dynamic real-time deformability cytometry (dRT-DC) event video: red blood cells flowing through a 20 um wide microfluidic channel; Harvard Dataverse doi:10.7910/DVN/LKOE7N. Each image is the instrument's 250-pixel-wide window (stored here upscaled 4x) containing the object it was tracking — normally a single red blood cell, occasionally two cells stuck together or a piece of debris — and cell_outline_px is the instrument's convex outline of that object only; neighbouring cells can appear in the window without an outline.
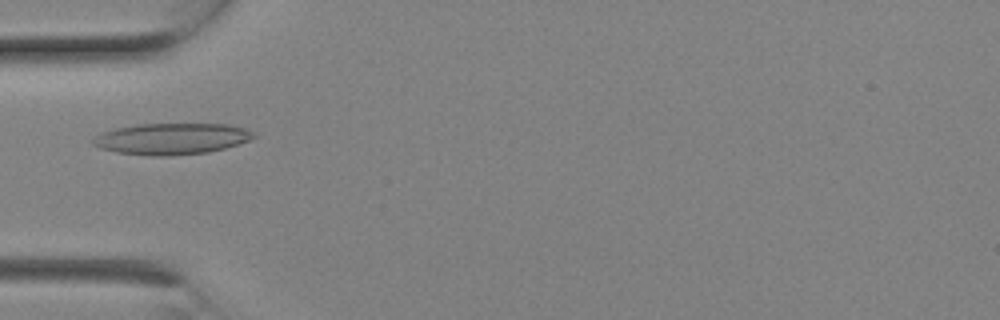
{"species": "Egyptian fruit bat (a non-hibernating species)", "species_latin": "Rousettus aegyptiacus", "temperature_condition": "room temperature", "stored_images_in_passage": 5, "camera_frame_rate_fps": 3000, "um_per_image_px": 0.085, "animal": {"sex": "female"}, "frame": {"image": 1, "passage_image": 3, "time_ms": 0.667, "image_size_px": [1000, 320], "cell_outline_px": [[256, 136], [248, 140], [224, 148], [208, 152], [172, 156], [152, 156], [116, 152], [100, 148], [92, 144], [92, 136], [100, 132], [116, 128], [140, 124], [228, 124], [244, 128], [252, 132]], "centroid_in_image_um": [14.52, 11.8], "position_along_channel_um": 70.5, "area_um2": 29.3}}
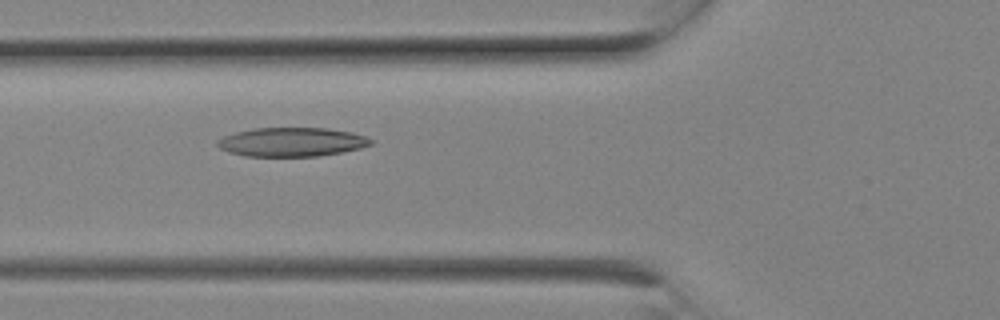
{"frame": {"image": 2, "passage_image": 4, "time_ms": 1.0, "image_size_px": [1000, 320], "cell_outline_px": [[372, 144], [360, 148], [340, 152], [316, 156], [244, 156], [228, 152], [220, 148], [216, 144], [216, 140], [224, 136], [236, 132], [252, 128], [328, 128], [352, 132], [364, 136], [372, 140]], "centroid_in_image_um": [24.76, 12.06], "position_along_channel_um": 101.0, "area_um2": 25.84}}
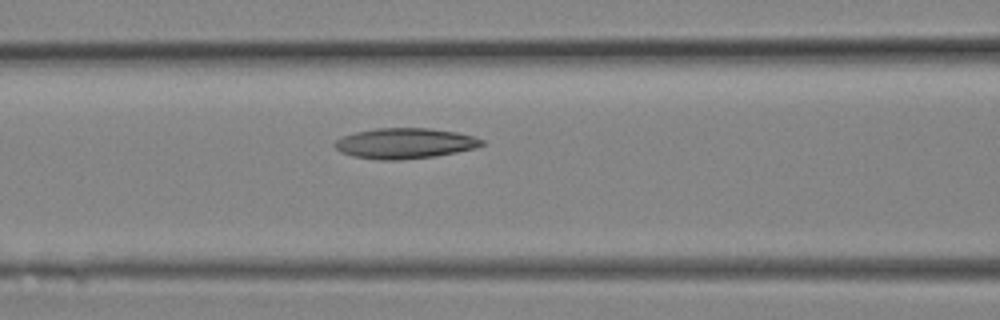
{"frame": {"image": 3, "passage_image": 5, "time_ms": 1.333, "image_size_px": [1000, 320], "cell_outline_px": [[484, 144], [476, 148], [436, 156], [400, 160], [380, 160], [352, 156], [340, 152], [332, 144], [336, 140], [344, 136], [356, 132], [376, 128], [428, 128], [456, 132], [472, 136], [484, 140]], "centroid_in_image_um": [34.4, 12.19], "position_along_channel_um": 132.2, "area_um2": 26.13}}